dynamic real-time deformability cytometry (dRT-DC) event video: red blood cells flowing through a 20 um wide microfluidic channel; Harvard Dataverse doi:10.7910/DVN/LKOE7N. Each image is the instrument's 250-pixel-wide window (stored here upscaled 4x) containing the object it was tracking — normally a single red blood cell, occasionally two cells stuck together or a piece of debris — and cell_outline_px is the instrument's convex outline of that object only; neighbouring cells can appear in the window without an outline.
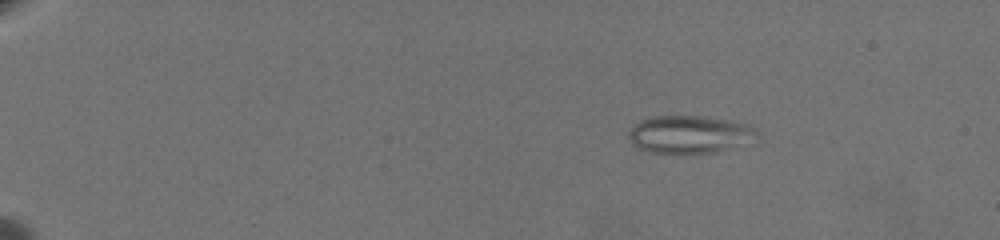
{"species": "common noctule bat (a hibernating species)", "species_latin": "Nyctalus noctula", "temperature_condition": "warm", "stored_images_in_passage": 65, "camera_frame_rate_fps": 3000, "um_per_image_px": 0.085, "animal": {"sex": "female", "body_mass_g": 19.5, "forearm_length_mm": 54.1}, "frame": {"image": 1, "passage_image": 12, "time_ms": 3.667, "image_size_px": [1000, 240], "cell_outline_px": [[760, 144], [716, 152], [684, 156], [648, 152], [636, 148], [628, 140], [628, 132], [636, 124], [644, 120], [656, 116], [700, 116], [728, 120], [744, 124], [760, 132]], "centroid_in_image_um": [58.73, 11.5], "position_along_channel_um": 26.3, "area_um2": 29.71}}
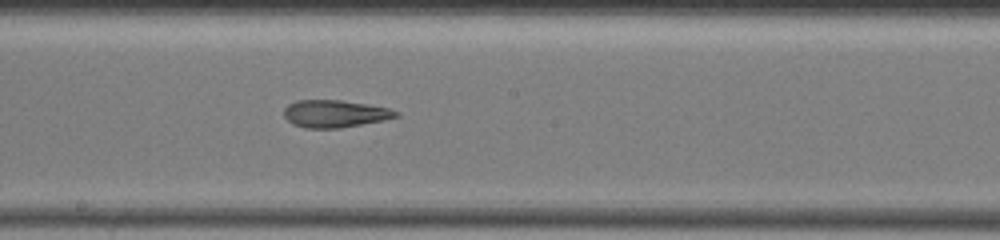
{"frame": {"image": 2, "passage_image": 40, "time_ms": 13.0, "image_size_px": [1000, 240], "cell_outline_px": [[400, 116], [340, 128], [304, 128], [288, 120], [284, 116], [284, 108], [288, 104], [296, 100], [340, 100], [388, 108], [400, 112]], "centroid_in_image_um": [28.43, 9.66], "position_along_channel_um": 219.8, "area_um2": 17.57}}
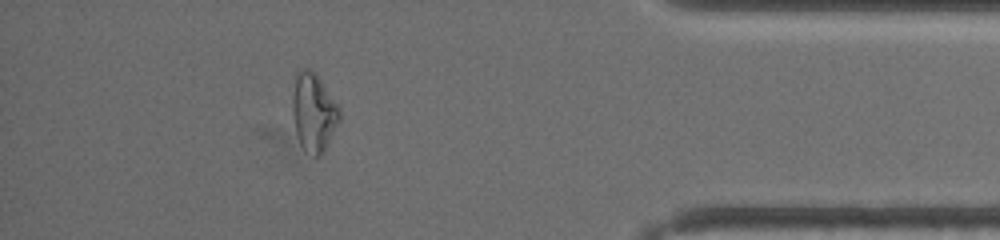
{"frame": {"image": 3, "passage_image": 59, "time_ms": 19.333, "image_size_px": [1000, 240], "cell_outline_px": [[340, 120], [324, 152], [320, 156], [312, 156], [304, 152], [296, 136], [292, 112], [292, 108], [296, 72], [304, 68], [308, 68], [320, 80], [340, 108]], "centroid_in_image_um": [26.65, 9.62], "position_along_channel_um": 408.5, "area_um2": 21.39}, "authors_computed_cell_mechanics": {"area_um2": 21.6172, "velocity_mm_per_s": 3.4548, "shape_relaxation_time_tau1_ms": null, "shape_relaxation_time_tau2_ms": 2.0107, "deformation_change_tau1": null, "deformation_change_tau2": 0.117}}